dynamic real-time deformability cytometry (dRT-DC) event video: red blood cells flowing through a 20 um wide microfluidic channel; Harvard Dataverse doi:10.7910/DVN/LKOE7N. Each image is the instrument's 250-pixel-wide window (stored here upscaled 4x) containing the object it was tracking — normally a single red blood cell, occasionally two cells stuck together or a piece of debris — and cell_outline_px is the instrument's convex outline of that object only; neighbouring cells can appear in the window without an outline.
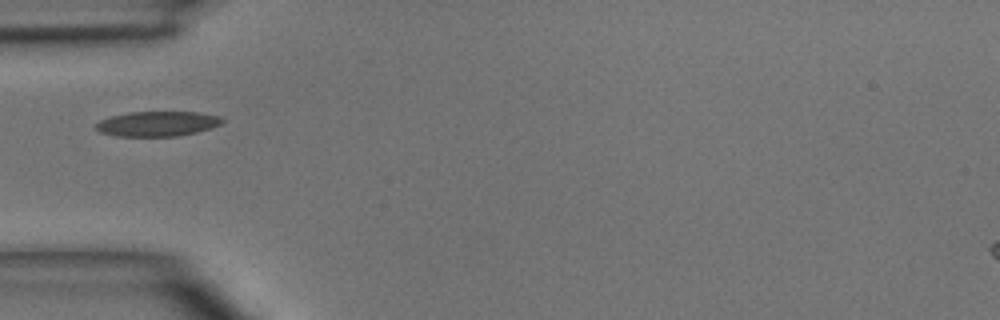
{"species": "common noctule bat (a hibernating species)", "species_latin": "Nyctalus noctula", "temperature_condition": "room temperature", "stored_images_in_passage": 4, "camera_frame_rate_fps": 3000, "um_per_image_px": 0.085, "animal": {"sex": "male", "body_mass_g": 15.6}, "frame": {"image": 1, "passage_image": 4, "time_ms": 4.333, "image_size_px": [1000, 320], "cell_outline_px": [[224, 120], [220, 124], [212, 128], [196, 132], [176, 136], [120, 136], [100, 132], [96, 128], [96, 124], [100, 120], [112, 116], [128, 112], [196, 112], [220, 116]], "centroid_in_image_um": [13.4, 10.51], "position_along_channel_um": 71.6, "area_um2": 18.21}}